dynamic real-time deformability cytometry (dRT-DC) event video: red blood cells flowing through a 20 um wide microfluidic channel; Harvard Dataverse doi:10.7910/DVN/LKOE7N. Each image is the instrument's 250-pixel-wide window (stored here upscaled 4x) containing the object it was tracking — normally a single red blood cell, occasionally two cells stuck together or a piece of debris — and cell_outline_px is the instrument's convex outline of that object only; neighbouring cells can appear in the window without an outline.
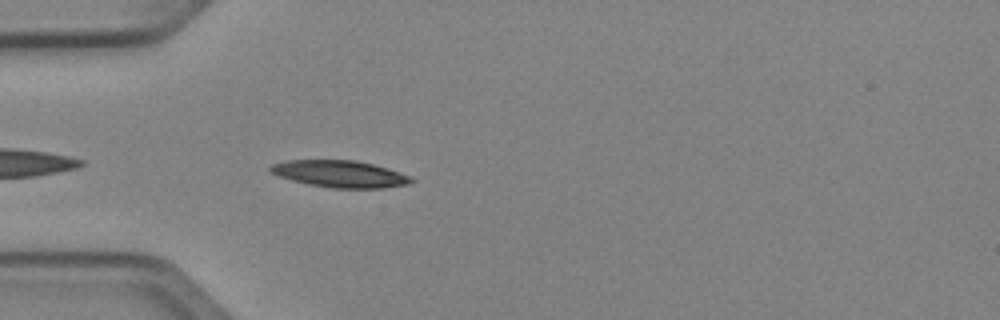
{"species": "Egyptian fruit bat (a non-hibernating species)", "species_latin": "Rousettus aegyptiacus", "temperature_condition": "cold", "stored_images_in_passage": 7, "camera_frame_rate_fps": 3000, "um_per_image_px": 0.085, "animal": {"sex": "female"}, "frame": {"image": 1, "passage_image": 3, "time_ms": 0.667, "image_size_px": [1000, 320], "cell_outline_px": [[416, 180], [412, 184], [384, 188], [332, 188], [308, 184], [292, 180], [280, 176], [272, 172], [268, 168], [272, 164], [288, 160], [356, 160], [388, 168], [412, 176]], "centroid_in_image_um": [28.98, 14.79], "position_along_channel_um": 56.0, "area_um2": 22.2}}